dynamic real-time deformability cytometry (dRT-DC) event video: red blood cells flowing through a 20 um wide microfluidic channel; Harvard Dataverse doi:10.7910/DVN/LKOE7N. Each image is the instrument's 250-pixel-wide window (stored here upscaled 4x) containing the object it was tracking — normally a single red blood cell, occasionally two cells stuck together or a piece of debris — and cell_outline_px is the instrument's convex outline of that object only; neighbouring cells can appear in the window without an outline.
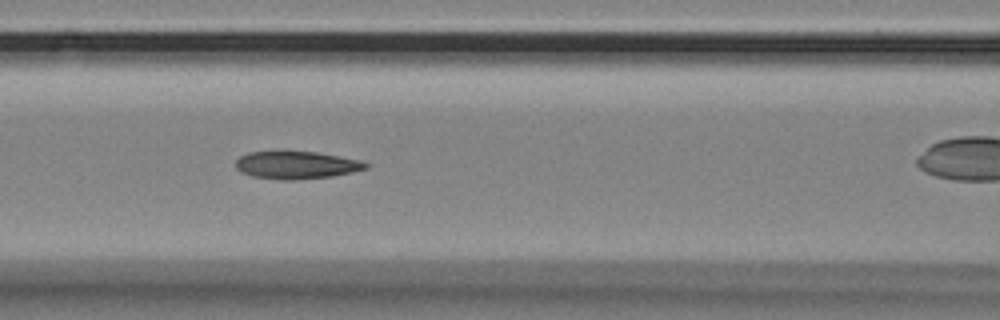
{"species": "Egyptian fruit bat (a non-hibernating species)", "species_latin": "Rousettus aegyptiacus", "temperature_condition": "room temperature", "stored_images_in_passage": 16, "camera_frame_rate_fps": 3000, "um_per_image_px": 0.085, "animal": {"sex": "female"}, "frame": {"image": 1, "passage_image": 10, "time_ms": 3.0, "image_size_px": [1000, 320], "cell_outline_px": [[368, 168], [352, 172], [332, 176], [296, 180], [280, 180], [252, 176], [240, 172], [236, 168], [236, 160], [240, 156], [248, 152], [284, 148], [316, 152], [360, 160], [368, 164]], "centroid_in_image_um": [25.12, 13.99], "position_along_channel_um": 141.5, "area_um2": 21.79}}
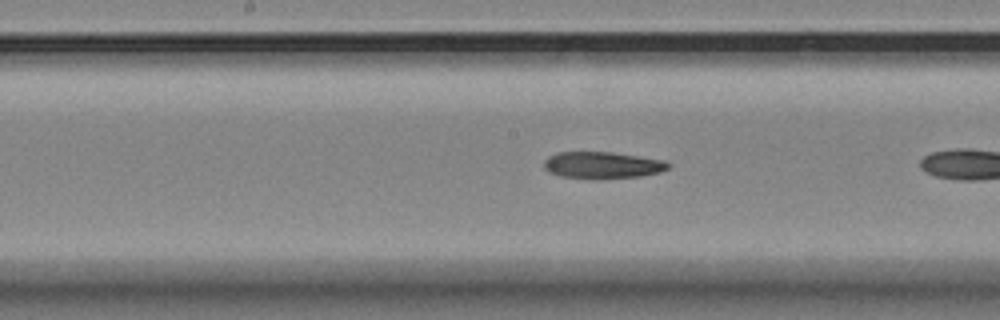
{"frame": {"image": 2, "passage_image": 12, "time_ms": 3.667, "image_size_px": [1000, 320], "cell_outline_px": [[672, 164], [668, 168], [660, 172], [640, 176], [600, 180], [596, 180], [560, 176], [548, 172], [544, 168], [544, 160], [548, 156], [556, 152], [612, 152], [664, 160]], "centroid_in_image_um": [51.18, 14.05], "position_along_channel_um": 197.0, "area_um2": 19.77}}